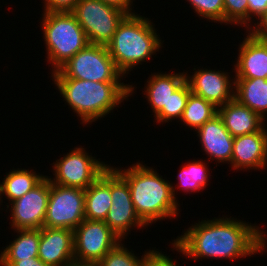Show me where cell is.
<instances>
[{
	"instance_id": "obj_1",
	"label": "cell",
	"mask_w": 267,
	"mask_h": 266,
	"mask_svg": "<svg viewBox=\"0 0 267 266\" xmlns=\"http://www.w3.org/2000/svg\"><path fill=\"white\" fill-rule=\"evenodd\" d=\"M258 226L234 218L203 220L174 240L173 247L188 258L238 259L262 252L267 240ZM262 250V251H261Z\"/></svg>"
},
{
	"instance_id": "obj_2",
	"label": "cell",
	"mask_w": 267,
	"mask_h": 266,
	"mask_svg": "<svg viewBox=\"0 0 267 266\" xmlns=\"http://www.w3.org/2000/svg\"><path fill=\"white\" fill-rule=\"evenodd\" d=\"M115 170L127 181L135 211L146 225L178 214L175 187L156 170L141 163Z\"/></svg>"
},
{
	"instance_id": "obj_3",
	"label": "cell",
	"mask_w": 267,
	"mask_h": 266,
	"mask_svg": "<svg viewBox=\"0 0 267 266\" xmlns=\"http://www.w3.org/2000/svg\"><path fill=\"white\" fill-rule=\"evenodd\" d=\"M60 94L78 114L82 123L95 122L133 93L123 82H96L74 78H53Z\"/></svg>"
},
{
	"instance_id": "obj_4",
	"label": "cell",
	"mask_w": 267,
	"mask_h": 266,
	"mask_svg": "<svg viewBox=\"0 0 267 266\" xmlns=\"http://www.w3.org/2000/svg\"><path fill=\"white\" fill-rule=\"evenodd\" d=\"M152 24L141 15H127L106 45L115 66L123 75L139 63L141 65V62L152 58V54L162 46Z\"/></svg>"
},
{
	"instance_id": "obj_5",
	"label": "cell",
	"mask_w": 267,
	"mask_h": 266,
	"mask_svg": "<svg viewBox=\"0 0 267 266\" xmlns=\"http://www.w3.org/2000/svg\"><path fill=\"white\" fill-rule=\"evenodd\" d=\"M42 19L47 58L55 72L89 41L72 12H44Z\"/></svg>"
},
{
	"instance_id": "obj_6",
	"label": "cell",
	"mask_w": 267,
	"mask_h": 266,
	"mask_svg": "<svg viewBox=\"0 0 267 266\" xmlns=\"http://www.w3.org/2000/svg\"><path fill=\"white\" fill-rule=\"evenodd\" d=\"M52 74L53 78H74L96 82H120L121 77L124 76L115 66L107 46L91 43Z\"/></svg>"
},
{
	"instance_id": "obj_7",
	"label": "cell",
	"mask_w": 267,
	"mask_h": 266,
	"mask_svg": "<svg viewBox=\"0 0 267 266\" xmlns=\"http://www.w3.org/2000/svg\"><path fill=\"white\" fill-rule=\"evenodd\" d=\"M72 13L84 29L89 43L107 45L118 25L128 15L100 0H79Z\"/></svg>"
},
{
	"instance_id": "obj_8",
	"label": "cell",
	"mask_w": 267,
	"mask_h": 266,
	"mask_svg": "<svg viewBox=\"0 0 267 266\" xmlns=\"http://www.w3.org/2000/svg\"><path fill=\"white\" fill-rule=\"evenodd\" d=\"M85 190L50 183L44 227L75 230L85 219Z\"/></svg>"
},
{
	"instance_id": "obj_9",
	"label": "cell",
	"mask_w": 267,
	"mask_h": 266,
	"mask_svg": "<svg viewBox=\"0 0 267 266\" xmlns=\"http://www.w3.org/2000/svg\"><path fill=\"white\" fill-rule=\"evenodd\" d=\"M53 166L55 178L50 183L67 187L87 189L109 165L89 155L84 148L76 147Z\"/></svg>"
},
{
	"instance_id": "obj_10",
	"label": "cell",
	"mask_w": 267,
	"mask_h": 266,
	"mask_svg": "<svg viewBox=\"0 0 267 266\" xmlns=\"http://www.w3.org/2000/svg\"><path fill=\"white\" fill-rule=\"evenodd\" d=\"M74 261L98 263L122 239L104 221L87 220L73 230Z\"/></svg>"
},
{
	"instance_id": "obj_11",
	"label": "cell",
	"mask_w": 267,
	"mask_h": 266,
	"mask_svg": "<svg viewBox=\"0 0 267 266\" xmlns=\"http://www.w3.org/2000/svg\"><path fill=\"white\" fill-rule=\"evenodd\" d=\"M111 199L112 205L104 222L116 235L123 239L133 226L146 227L135 211L127 181L113 167H111Z\"/></svg>"
},
{
	"instance_id": "obj_12",
	"label": "cell",
	"mask_w": 267,
	"mask_h": 266,
	"mask_svg": "<svg viewBox=\"0 0 267 266\" xmlns=\"http://www.w3.org/2000/svg\"><path fill=\"white\" fill-rule=\"evenodd\" d=\"M50 195V181L46 176L37 186L21 198L10 203L13 230L41 229L44 224L48 199Z\"/></svg>"
},
{
	"instance_id": "obj_13",
	"label": "cell",
	"mask_w": 267,
	"mask_h": 266,
	"mask_svg": "<svg viewBox=\"0 0 267 266\" xmlns=\"http://www.w3.org/2000/svg\"><path fill=\"white\" fill-rule=\"evenodd\" d=\"M186 75L191 93L213 103L217 108L234 99L235 90L232 89H235V82L229 81L230 76L227 72L198 69L192 77L187 73Z\"/></svg>"
},
{
	"instance_id": "obj_14",
	"label": "cell",
	"mask_w": 267,
	"mask_h": 266,
	"mask_svg": "<svg viewBox=\"0 0 267 266\" xmlns=\"http://www.w3.org/2000/svg\"><path fill=\"white\" fill-rule=\"evenodd\" d=\"M73 231L42 227L38 257L49 266H69L74 262Z\"/></svg>"
},
{
	"instance_id": "obj_15",
	"label": "cell",
	"mask_w": 267,
	"mask_h": 266,
	"mask_svg": "<svg viewBox=\"0 0 267 266\" xmlns=\"http://www.w3.org/2000/svg\"><path fill=\"white\" fill-rule=\"evenodd\" d=\"M231 166L235 169H259L267 166V129L234 137Z\"/></svg>"
},
{
	"instance_id": "obj_16",
	"label": "cell",
	"mask_w": 267,
	"mask_h": 266,
	"mask_svg": "<svg viewBox=\"0 0 267 266\" xmlns=\"http://www.w3.org/2000/svg\"><path fill=\"white\" fill-rule=\"evenodd\" d=\"M200 144L210 160L231 163L234 137L217 114L197 129Z\"/></svg>"
},
{
	"instance_id": "obj_17",
	"label": "cell",
	"mask_w": 267,
	"mask_h": 266,
	"mask_svg": "<svg viewBox=\"0 0 267 266\" xmlns=\"http://www.w3.org/2000/svg\"><path fill=\"white\" fill-rule=\"evenodd\" d=\"M238 50L235 78L267 79V41L253 37L244 38Z\"/></svg>"
},
{
	"instance_id": "obj_18",
	"label": "cell",
	"mask_w": 267,
	"mask_h": 266,
	"mask_svg": "<svg viewBox=\"0 0 267 266\" xmlns=\"http://www.w3.org/2000/svg\"><path fill=\"white\" fill-rule=\"evenodd\" d=\"M218 115L233 137L257 132L266 126V120L236 99L218 107Z\"/></svg>"
},
{
	"instance_id": "obj_19",
	"label": "cell",
	"mask_w": 267,
	"mask_h": 266,
	"mask_svg": "<svg viewBox=\"0 0 267 266\" xmlns=\"http://www.w3.org/2000/svg\"><path fill=\"white\" fill-rule=\"evenodd\" d=\"M111 166L85 189L84 216L87 220L105 221L112 205Z\"/></svg>"
},
{
	"instance_id": "obj_20",
	"label": "cell",
	"mask_w": 267,
	"mask_h": 266,
	"mask_svg": "<svg viewBox=\"0 0 267 266\" xmlns=\"http://www.w3.org/2000/svg\"><path fill=\"white\" fill-rule=\"evenodd\" d=\"M186 73H155L147 81L144 90L148 102L153 108L154 116L161 110H168L171 95L186 81Z\"/></svg>"
},
{
	"instance_id": "obj_21",
	"label": "cell",
	"mask_w": 267,
	"mask_h": 266,
	"mask_svg": "<svg viewBox=\"0 0 267 266\" xmlns=\"http://www.w3.org/2000/svg\"><path fill=\"white\" fill-rule=\"evenodd\" d=\"M234 99L265 119L267 114V79L234 78Z\"/></svg>"
},
{
	"instance_id": "obj_22",
	"label": "cell",
	"mask_w": 267,
	"mask_h": 266,
	"mask_svg": "<svg viewBox=\"0 0 267 266\" xmlns=\"http://www.w3.org/2000/svg\"><path fill=\"white\" fill-rule=\"evenodd\" d=\"M19 235L0 254V261H19L38 257L40 229H17Z\"/></svg>"
},
{
	"instance_id": "obj_23",
	"label": "cell",
	"mask_w": 267,
	"mask_h": 266,
	"mask_svg": "<svg viewBox=\"0 0 267 266\" xmlns=\"http://www.w3.org/2000/svg\"><path fill=\"white\" fill-rule=\"evenodd\" d=\"M45 177L40 174L37 175L31 170L29 171V169H13V171L6 174L1 184L2 195L5 194V198L13 202L32 190Z\"/></svg>"
},
{
	"instance_id": "obj_24",
	"label": "cell",
	"mask_w": 267,
	"mask_h": 266,
	"mask_svg": "<svg viewBox=\"0 0 267 266\" xmlns=\"http://www.w3.org/2000/svg\"><path fill=\"white\" fill-rule=\"evenodd\" d=\"M217 114L218 108L213 103L190 93L181 121L196 131Z\"/></svg>"
},
{
	"instance_id": "obj_25",
	"label": "cell",
	"mask_w": 267,
	"mask_h": 266,
	"mask_svg": "<svg viewBox=\"0 0 267 266\" xmlns=\"http://www.w3.org/2000/svg\"><path fill=\"white\" fill-rule=\"evenodd\" d=\"M203 161H193L183 165L178 174L179 187L182 190L195 192L205 188L208 182L209 170Z\"/></svg>"
},
{
	"instance_id": "obj_26",
	"label": "cell",
	"mask_w": 267,
	"mask_h": 266,
	"mask_svg": "<svg viewBox=\"0 0 267 266\" xmlns=\"http://www.w3.org/2000/svg\"><path fill=\"white\" fill-rule=\"evenodd\" d=\"M191 93L188 83L185 81L172 95L168 102V110H161L154 116L157 122H168L175 118L181 119L185 110L189 94Z\"/></svg>"
},
{
	"instance_id": "obj_27",
	"label": "cell",
	"mask_w": 267,
	"mask_h": 266,
	"mask_svg": "<svg viewBox=\"0 0 267 266\" xmlns=\"http://www.w3.org/2000/svg\"><path fill=\"white\" fill-rule=\"evenodd\" d=\"M148 252L141 259L137 258L132 251L122 246L121 241L111 249L99 262L100 266H145Z\"/></svg>"
},
{
	"instance_id": "obj_28",
	"label": "cell",
	"mask_w": 267,
	"mask_h": 266,
	"mask_svg": "<svg viewBox=\"0 0 267 266\" xmlns=\"http://www.w3.org/2000/svg\"><path fill=\"white\" fill-rule=\"evenodd\" d=\"M197 15L207 18L212 22L224 23V2L223 0H187Z\"/></svg>"
},
{
	"instance_id": "obj_29",
	"label": "cell",
	"mask_w": 267,
	"mask_h": 266,
	"mask_svg": "<svg viewBox=\"0 0 267 266\" xmlns=\"http://www.w3.org/2000/svg\"><path fill=\"white\" fill-rule=\"evenodd\" d=\"M223 2L224 23L240 26L243 24L248 28V0H223Z\"/></svg>"
},
{
	"instance_id": "obj_30",
	"label": "cell",
	"mask_w": 267,
	"mask_h": 266,
	"mask_svg": "<svg viewBox=\"0 0 267 266\" xmlns=\"http://www.w3.org/2000/svg\"><path fill=\"white\" fill-rule=\"evenodd\" d=\"M44 12H72L79 0H43Z\"/></svg>"
},
{
	"instance_id": "obj_31",
	"label": "cell",
	"mask_w": 267,
	"mask_h": 266,
	"mask_svg": "<svg viewBox=\"0 0 267 266\" xmlns=\"http://www.w3.org/2000/svg\"><path fill=\"white\" fill-rule=\"evenodd\" d=\"M145 266H177L174 261L156 250H149Z\"/></svg>"
},
{
	"instance_id": "obj_32",
	"label": "cell",
	"mask_w": 267,
	"mask_h": 266,
	"mask_svg": "<svg viewBox=\"0 0 267 266\" xmlns=\"http://www.w3.org/2000/svg\"><path fill=\"white\" fill-rule=\"evenodd\" d=\"M258 20H260V22L257 21L255 28L254 26L251 27V31L248 30V32L255 38L267 41V9Z\"/></svg>"
},
{
	"instance_id": "obj_33",
	"label": "cell",
	"mask_w": 267,
	"mask_h": 266,
	"mask_svg": "<svg viewBox=\"0 0 267 266\" xmlns=\"http://www.w3.org/2000/svg\"><path fill=\"white\" fill-rule=\"evenodd\" d=\"M267 9V0H248V29L251 27L249 23L251 18L260 17Z\"/></svg>"
},
{
	"instance_id": "obj_34",
	"label": "cell",
	"mask_w": 267,
	"mask_h": 266,
	"mask_svg": "<svg viewBox=\"0 0 267 266\" xmlns=\"http://www.w3.org/2000/svg\"><path fill=\"white\" fill-rule=\"evenodd\" d=\"M2 266H49L39 257H32L26 260L19 261H0Z\"/></svg>"
},
{
	"instance_id": "obj_35",
	"label": "cell",
	"mask_w": 267,
	"mask_h": 266,
	"mask_svg": "<svg viewBox=\"0 0 267 266\" xmlns=\"http://www.w3.org/2000/svg\"><path fill=\"white\" fill-rule=\"evenodd\" d=\"M100 1L118 8L127 13L128 15L135 14L134 12L131 11L132 8H130L131 4H133L132 0H100Z\"/></svg>"
},
{
	"instance_id": "obj_36",
	"label": "cell",
	"mask_w": 267,
	"mask_h": 266,
	"mask_svg": "<svg viewBox=\"0 0 267 266\" xmlns=\"http://www.w3.org/2000/svg\"><path fill=\"white\" fill-rule=\"evenodd\" d=\"M69 266H100L98 263H79V262H72Z\"/></svg>"
},
{
	"instance_id": "obj_37",
	"label": "cell",
	"mask_w": 267,
	"mask_h": 266,
	"mask_svg": "<svg viewBox=\"0 0 267 266\" xmlns=\"http://www.w3.org/2000/svg\"><path fill=\"white\" fill-rule=\"evenodd\" d=\"M0 196H2V188H1V183H0ZM0 200H1V197H0ZM1 204V202H0Z\"/></svg>"
}]
</instances>
